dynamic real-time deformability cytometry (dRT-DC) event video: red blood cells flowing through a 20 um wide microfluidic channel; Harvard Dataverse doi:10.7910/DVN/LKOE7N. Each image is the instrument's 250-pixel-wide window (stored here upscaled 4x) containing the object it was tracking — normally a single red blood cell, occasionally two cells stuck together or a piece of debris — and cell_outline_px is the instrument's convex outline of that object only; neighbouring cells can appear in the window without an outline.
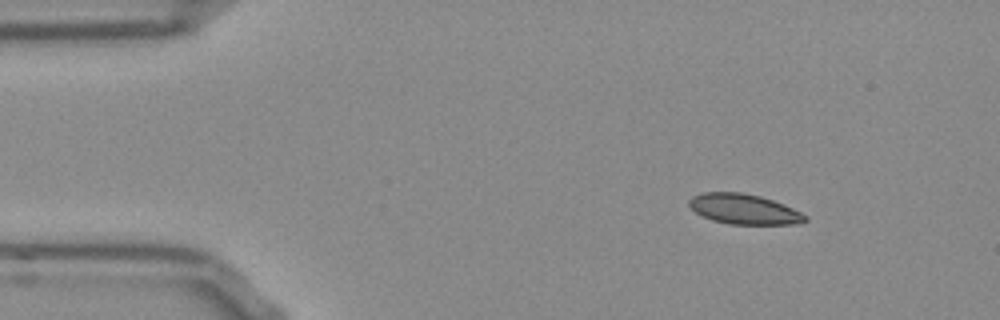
{"species": "Egyptian fruit bat (a non-hibernating species)", "species_latin": "Rousettus aegyptiacus", "temperature_condition": "room temperature", "stored_images_in_passage": 47, "camera_frame_rate_fps": 3000, "um_per_image_px": 0.085, "frame": {"image": 1, "passage_image": 1, "time_ms": 0.0, "image_size_px": [1000, 320], "cell_outline_px": [[808, 220], [792, 224], [728, 224], [712, 220], [696, 212], [688, 204], [688, 200], [692, 196], [704, 192], [744, 192], [760, 196], [772, 200], [792, 208], [808, 216]], "centroid_in_image_um": [63.22, 17.77], "position_along_channel_um": 21.8, "area_um2": 20.29}}
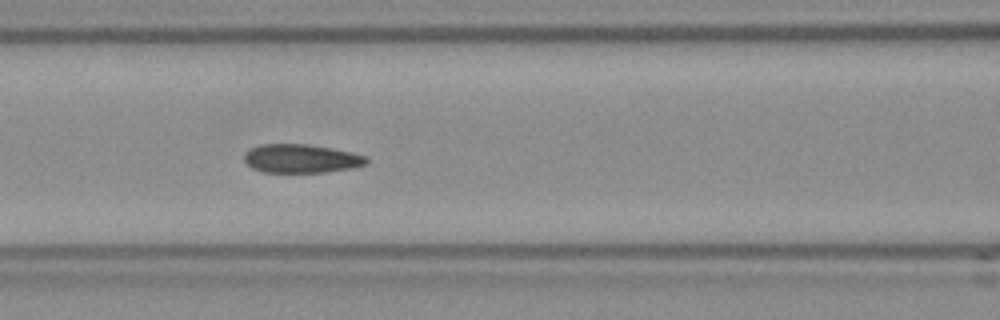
{"frame": {"image": 2, "passage_image": 16, "time_ms": 5.0, "image_size_px": [1000, 320], "cell_outline_px": [[368, 160], [364, 164], [352, 168], [324, 172], [264, 172], [252, 168], [244, 160], [244, 152], [248, 148], [260, 144], [308, 144], [332, 148], [352, 152], [368, 156]], "centroid_in_image_um": [25.57, 13.46], "position_along_channel_um": 141.0, "area_um2": 20.52}}
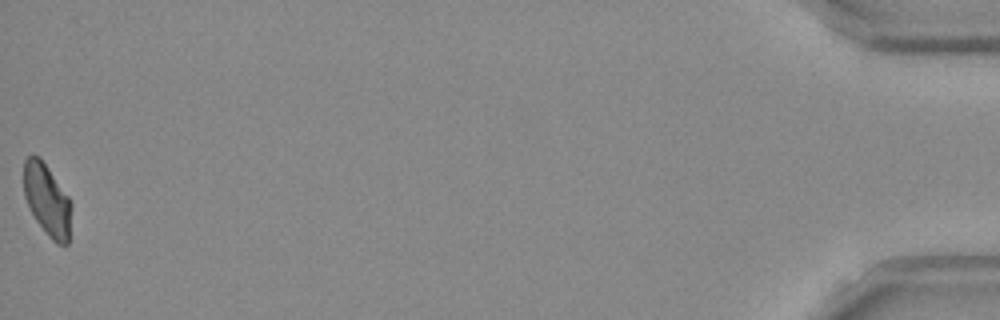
{"frame": {"image": 3, "passage_image": 47, "time_ms": 15.333, "image_size_px": [1000, 320], "cell_outline_px": [[72, 204], [68, 244], [56, 244], [48, 236], [36, 220], [24, 196], [24, 160], [32, 152], [40, 156], [68, 196]], "centroid_in_image_um": [4.0, 16.96], "position_along_channel_um": 431.2, "area_um2": 20.0}, "authors_computed_cell_mechanics": {"area_um2": 20.7502, "velocity_mm_per_s": 3.8265, "shape_relaxation_time_tau1_ms": null, "shape_relaxation_time_tau2_ms": 1.8256, "deformation_change_tau1": null, "deformation_change_tau2": 0.0517}}